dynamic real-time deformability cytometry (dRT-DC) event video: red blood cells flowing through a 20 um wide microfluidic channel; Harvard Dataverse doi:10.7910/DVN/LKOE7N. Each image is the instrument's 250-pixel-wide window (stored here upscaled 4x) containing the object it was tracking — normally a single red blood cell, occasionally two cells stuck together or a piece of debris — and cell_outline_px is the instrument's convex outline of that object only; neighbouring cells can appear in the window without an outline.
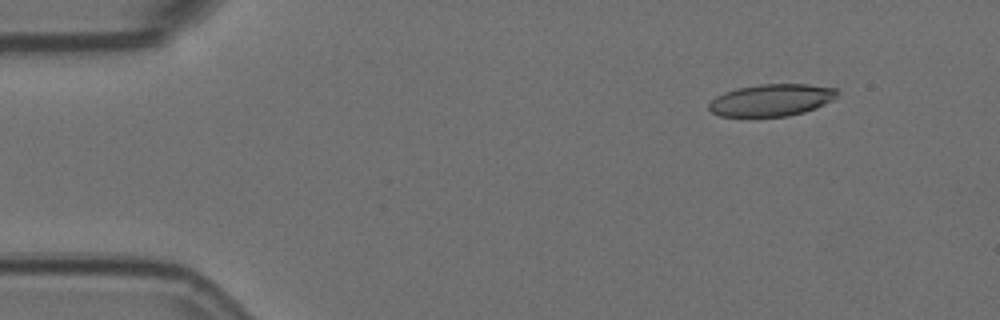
{"species": "Egyptian fruit bat (a non-hibernating species)", "species_latin": "Rousettus aegyptiacus", "temperature_condition": "room temperature", "stored_images_in_passage": 7, "camera_frame_rate_fps": 3000, "um_per_image_px": 0.085, "animal": {"sex": "female"}, "frame": {"image": 1, "passage_image": 2, "time_ms": 0.333, "image_size_px": [1000, 320], "cell_outline_px": [[840, 92], [832, 100], [816, 108], [804, 112], [788, 116], [720, 116], [712, 112], [708, 108], [708, 104], [716, 96], [724, 92], [736, 88], [760, 84], [808, 84], [836, 88]], "centroid_in_image_um": [65.58, 8.5], "position_along_channel_um": 19.4, "area_um2": 23.99}}
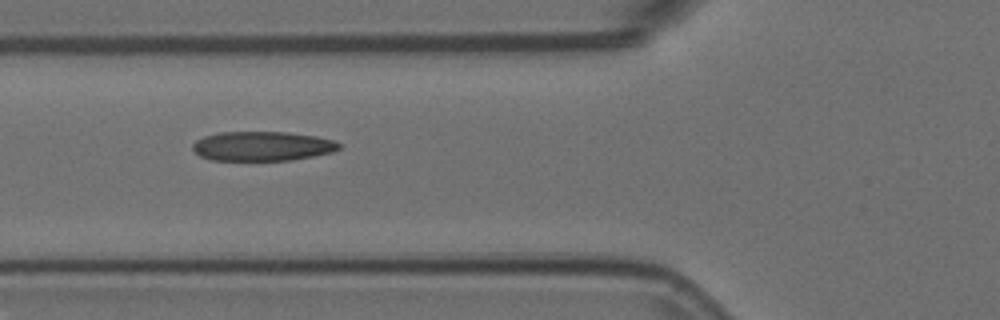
{"frame": {"image": 2, "passage_image": 6, "time_ms": 1.667, "image_size_px": [1000, 320], "cell_outline_px": [[340, 148], [332, 152], [292, 160], [212, 160], [200, 156], [192, 148], [192, 144], [196, 140], [204, 136], [216, 132], [288, 132], [316, 136], [336, 140], [340, 144]], "centroid_in_image_um": [22.29, 12.41], "position_along_channel_um": 103.5, "area_um2": 25.2}}
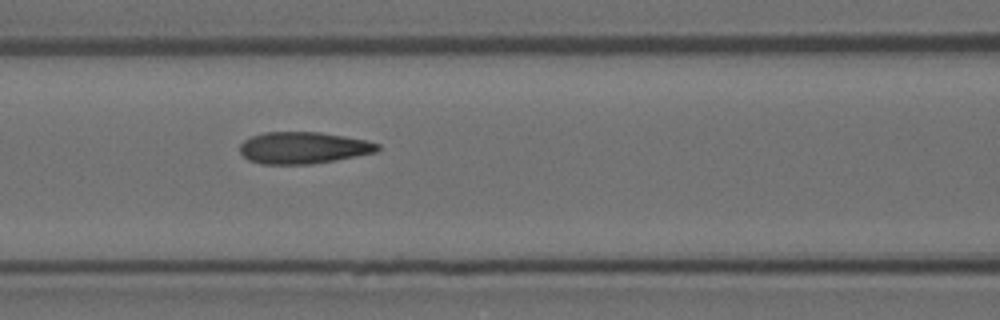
{"frame": {"image": 3, "passage_image": 7, "time_ms": 2.0, "image_size_px": [1000, 320], "cell_outline_px": [[380, 148], [376, 152], [356, 156], [312, 164], [260, 164], [248, 160], [240, 152], [240, 144], [244, 140], [252, 136], [264, 132], [320, 132], [344, 136], [364, 140], [380, 144]], "centroid_in_image_um": [25.75, 12.56], "position_along_channel_um": 140.8, "area_um2": 25.43}}